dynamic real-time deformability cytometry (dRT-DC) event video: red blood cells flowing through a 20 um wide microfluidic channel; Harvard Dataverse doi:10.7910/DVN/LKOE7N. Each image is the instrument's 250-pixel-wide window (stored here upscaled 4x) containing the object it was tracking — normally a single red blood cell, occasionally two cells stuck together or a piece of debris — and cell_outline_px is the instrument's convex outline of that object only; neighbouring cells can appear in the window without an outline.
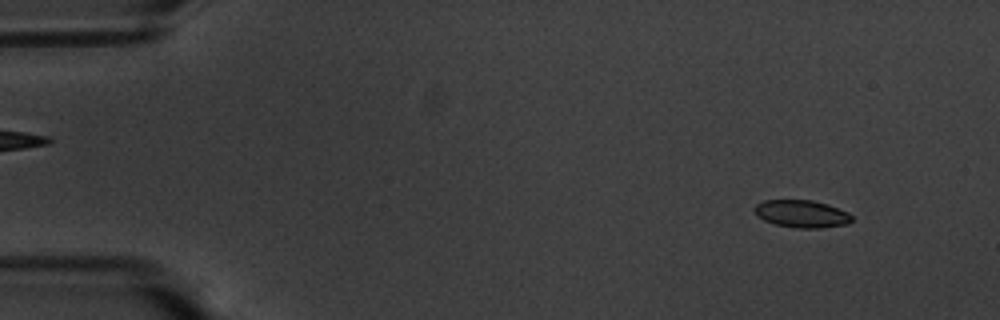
{"species": "common noctule bat (a hibernating species)", "species_latin": "Nyctalus noctula", "temperature_condition": "warm", "stored_images_in_passage": 57, "camera_frame_rate_fps": 3000, "um_per_image_px": 0.085, "animal": {"sex": "male", "body_mass_g": 20.1, "forearm_length_mm": 53.5}, "frame": {"image": 1, "passage_image": 5, "time_ms": 1.333, "image_size_px": [1000, 320], "cell_outline_px": [[852, 220], [848, 224], [820, 228], [796, 228], [776, 224], [764, 220], [756, 216], [752, 208], [756, 204], [764, 200], [812, 200], [828, 204], [848, 212], [852, 216]], "centroid_in_image_um": [68.12, 18.17], "position_along_channel_um": 16.9, "area_um2": 15.72}}
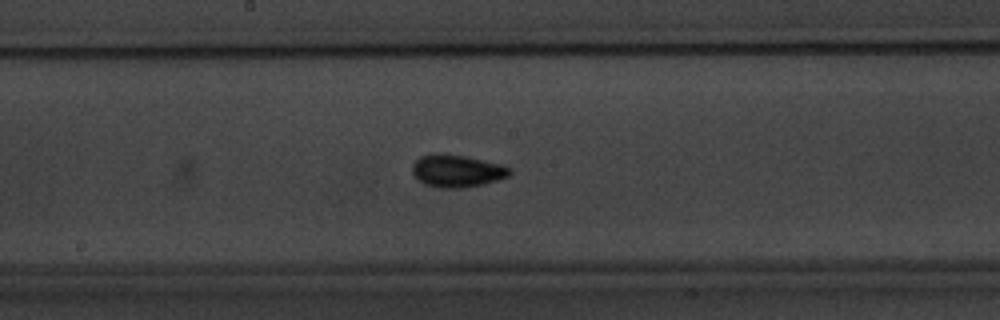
{"frame": {"image": 2, "passage_image": 30, "time_ms": 9.667, "image_size_px": [1000, 320], "cell_outline_px": [[512, 172], [508, 176], [484, 184], [464, 188], [440, 188], [424, 184], [412, 172], [412, 164], [420, 156], [432, 152], [440, 152], [464, 156], [504, 164], [512, 168]], "centroid_in_image_um": [38.85, 14.51], "position_along_channel_um": 209.4, "area_um2": 18.73}}
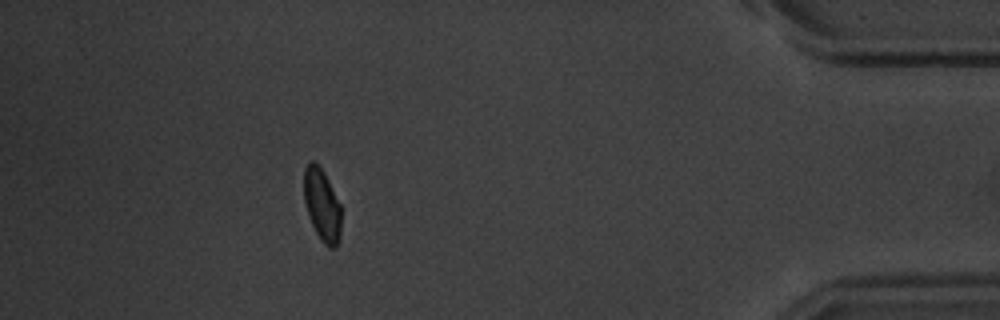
{"frame": {"image": 3, "passage_image": 51, "time_ms": 16.667, "image_size_px": [1000, 320], "cell_outline_px": [[340, 236], [336, 248], [328, 248], [320, 240], [308, 216], [304, 200], [304, 168], [312, 160], [324, 172], [340, 204]], "centroid_in_image_um": [27.36, 17.46], "position_along_channel_um": 407.8, "area_um2": 15.61}, "authors_computed_cell_mechanics": {"area_um2": 16.184, "velocity_mm_per_s": 3.5486, "shape_relaxation_time_tau1_ms": 4.0411, "shape_relaxation_time_tau2_ms": 1.1883, "deformation_change_tau1": 0.1129, "deformation_change_tau2": 0.0488}}